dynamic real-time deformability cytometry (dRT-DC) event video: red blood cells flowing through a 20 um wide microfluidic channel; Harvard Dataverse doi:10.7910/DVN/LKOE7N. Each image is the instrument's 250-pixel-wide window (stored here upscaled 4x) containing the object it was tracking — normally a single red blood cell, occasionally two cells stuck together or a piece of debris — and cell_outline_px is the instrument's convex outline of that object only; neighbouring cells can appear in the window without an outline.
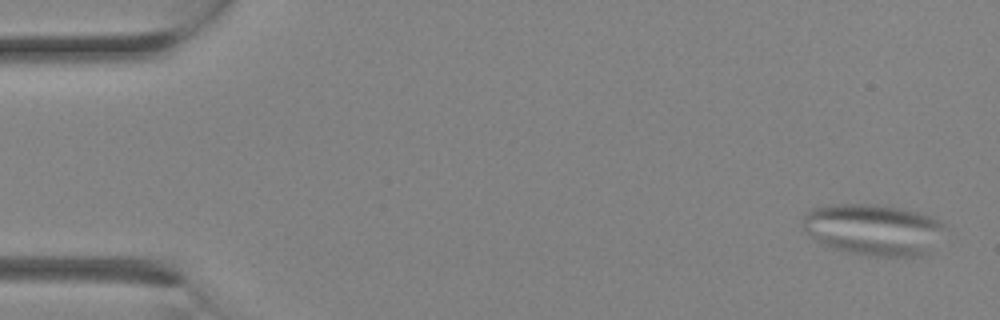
{"species": "Egyptian fruit bat (a non-hibernating species)", "species_latin": "Rousettus aegyptiacus", "temperature_condition": "room temperature", "stored_images_in_passage": 13, "camera_frame_rate_fps": 3000, "um_per_image_px": 0.085, "animal": {"sex": "female"}, "frame": {"image": 1, "passage_image": 1, "time_ms": 0.0, "image_size_px": [1000, 320], "cell_outline_px": [[944, 228], [928, 252], [920, 256], [872, 256], [832, 248], [816, 240], [804, 228], [804, 212], [812, 208], [832, 204], [876, 204], [900, 208], [920, 212], [932, 216], [940, 220], [944, 224]], "centroid_in_image_um": [74.23, 19.49], "position_along_channel_um": 10.8, "area_um2": 42.14}}
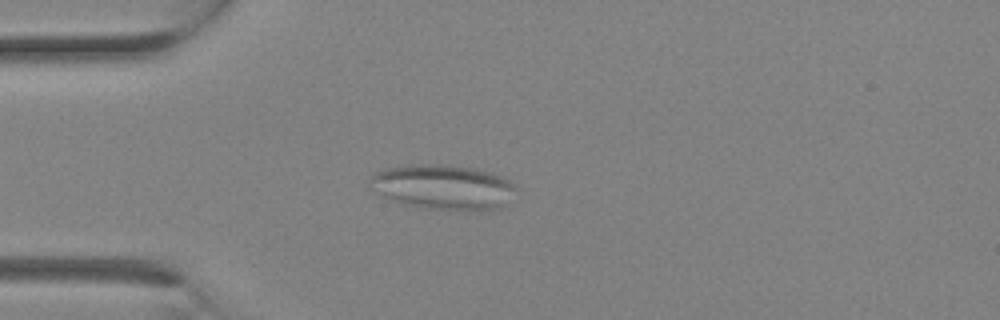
{"frame": {"image": 2, "passage_image": 7, "time_ms": 2.0, "image_size_px": [1000, 320], "cell_outline_px": [[516, 188], [504, 204], [500, 208], [424, 208], [392, 200], [368, 188], [372, 172], [384, 168], [408, 164], [440, 164], [472, 168], [504, 176], [516, 184]], "centroid_in_image_um": [37.58, 15.84], "position_along_channel_um": 47.4, "area_um2": 37.57}}
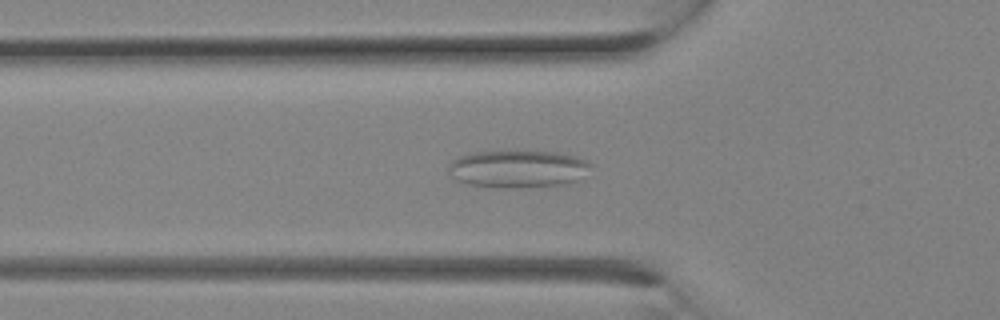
{"frame": {"image": 3, "passage_image": 9, "time_ms": 2.667, "image_size_px": [1000, 320], "cell_outline_px": [[592, 164], [576, 180], [564, 184], [504, 188], [468, 184], [456, 180], [448, 172], [448, 164], [456, 156], [476, 152], [560, 152], [576, 156], [588, 160]], "centroid_in_image_um": [43.96, 14.35], "position_along_channel_um": 81.8, "area_um2": 30.69}}